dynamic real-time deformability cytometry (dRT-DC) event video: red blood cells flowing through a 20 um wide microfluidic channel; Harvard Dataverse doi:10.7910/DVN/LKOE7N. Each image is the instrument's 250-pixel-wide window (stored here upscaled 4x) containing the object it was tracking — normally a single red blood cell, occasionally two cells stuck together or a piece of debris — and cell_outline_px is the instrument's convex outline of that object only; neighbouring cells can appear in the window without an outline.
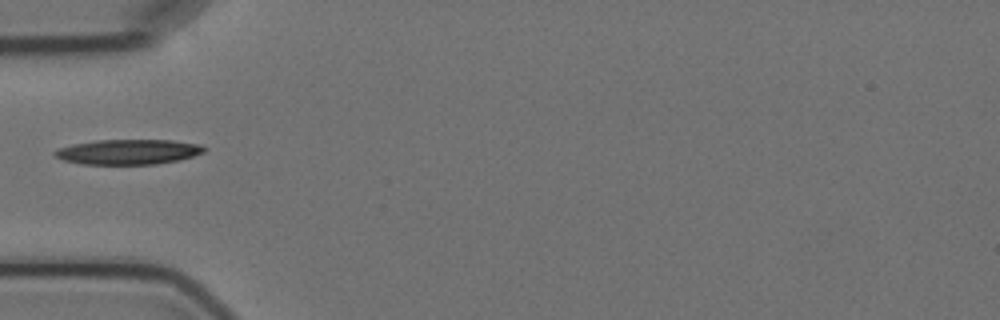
{"species": "Egyptian fruit bat (a non-hibernating species)", "species_latin": "Rousettus aegyptiacus", "temperature_condition": "cold", "stored_images_in_passage": 11, "camera_frame_rate_fps": 3000, "um_per_image_px": 0.085, "animal": {"sex": "female"}, "frame": {"image": 1, "passage_image": 5, "time_ms": 5.667, "image_size_px": [1000, 320], "cell_outline_px": [[208, 148], [204, 152], [192, 156], [176, 160], [156, 164], [80, 164], [64, 160], [56, 156], [52, 152], [56, 148], [72, 144], [96, 140], [172, 140], [200, 144]], "centroid_in_image_um": [10.88, 12.9], "position_along_channel_um": 74.1, "area_um2": 21.85}}
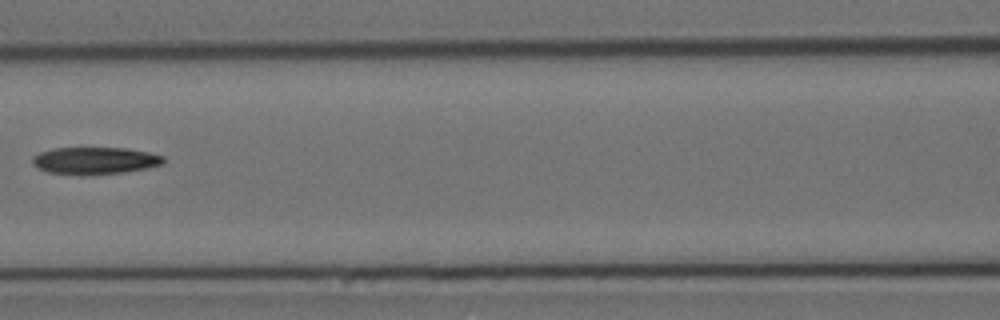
{"frame": {"image": 2, "passage_image": 7, "time_ms": 8.0, "image_size_px": [1000, 320], "cell_outline_px": [[164, 164], [148, 168], [124, 172], [92, 176], [84, 176], [48, 172], [36, 168], [32, 164], [32, 156], [40, 152], [52, 148], [124, 148], [148, 152], [164, 156]], "centroid_in_image_um": [8.04, 13.67], "position_along_channel_um": 158.6, "area_um2": 21.15}}
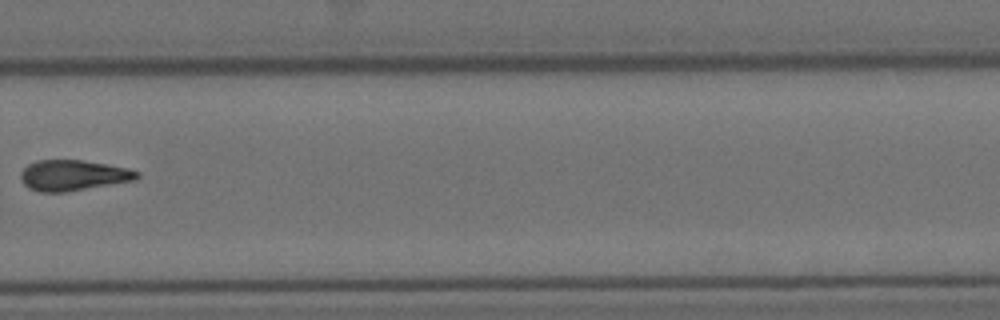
{"frame": {"image": 3, "passage_image": 11, "time_ms": 12.667, "image_size_px": [1000, 320], "cell_outline_px": [[140, 176], [136, 180], [64, 192], [40, 192], [28, 188], [20, 180], [20, 172], [28, 164], [36, 160], [84, 160], [108, 164], [128, 168], [140, 172]], "centroid_in_image_um": [6.21, 14.89], "position_along_channel_um": 323.6, "area_um2": 20.92}}